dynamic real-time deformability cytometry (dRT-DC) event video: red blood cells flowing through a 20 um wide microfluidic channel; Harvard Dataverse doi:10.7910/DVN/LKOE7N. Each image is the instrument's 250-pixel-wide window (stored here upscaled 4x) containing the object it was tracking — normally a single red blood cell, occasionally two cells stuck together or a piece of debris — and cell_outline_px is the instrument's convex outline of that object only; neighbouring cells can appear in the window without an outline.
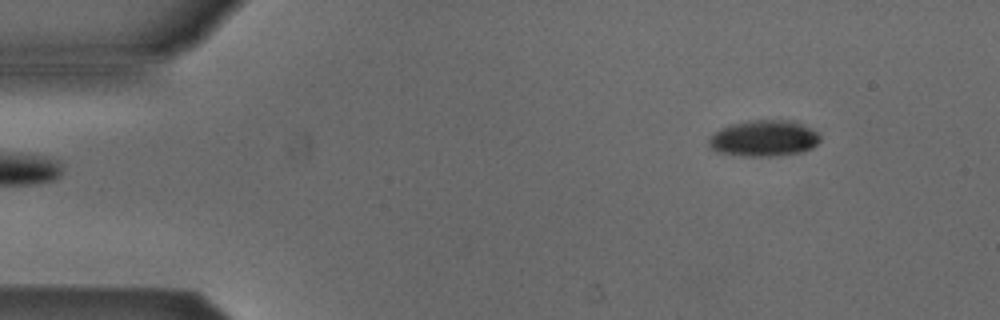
{"species": "Egyptian fruit bat (a non-hibernating species)", "species_latin": "Rousettus aegyptiacus", "temperature_condition": "cold", "stored_images_in_passage": 5, "segment_of_instrument_passage": [2, 2], "camera_frame_rate_fps": 3000, "um_per_image_px": 0.085, "animal": {"sex": "male"}, "frame": {"image": 1, "passage_image": 5, "time_ms": 1.333, "image_size_px": [1000, 320], "cell_outline_px": [[820, 140], [812, 148], [804, 152], [780, 156], [740, 156], [716, 152], [708, 144], [708, 140], [716, 132], [732, 124], [748, 120], [792, 120], [816, 132], [820, 136]], "centroid_in_image_um": [64.94, 11.78], "position_along_channel_um": 20.1, "area_um2": 23.41}}